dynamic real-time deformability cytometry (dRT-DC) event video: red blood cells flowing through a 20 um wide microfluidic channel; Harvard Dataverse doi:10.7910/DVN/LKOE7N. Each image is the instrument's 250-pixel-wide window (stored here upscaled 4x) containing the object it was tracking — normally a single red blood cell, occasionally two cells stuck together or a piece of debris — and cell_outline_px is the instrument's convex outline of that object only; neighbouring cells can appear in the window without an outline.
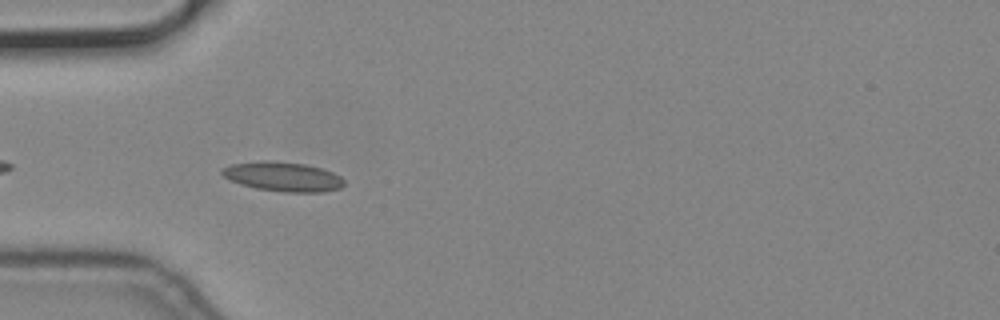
{"species": "common noctule bat (a hibernating species)", "species_latin": "Nyctalus noctula", "temperature_condition": "cold", "stored_images_in_passage": 6, "camera_frame_rate_fps": 3000, "um_per_image_px": 0.085, "animal": {"sex": "male", "body_mass_g": 19.2, "forearm_length_mm": 51.8}, "frame": {"image": 1, "passage_image": 5, "time_ms": 1.333, "image_size_px": [1000, 320], "cell_outline_px": [[344, 184], [340, 188], [324, 192], [284, 192], [256, 188], [240, 184], [228, 180], [220, 172], [220, 168], [232, 164], [264, 160], [276, 160], [304, 164], [320, 168], [332, 172], [340, 176], [344, 180]], "centroid_in_image_um": [24.02, 15.01], "position_along_channel_um": 61.0, "area_um2": 21.1}}
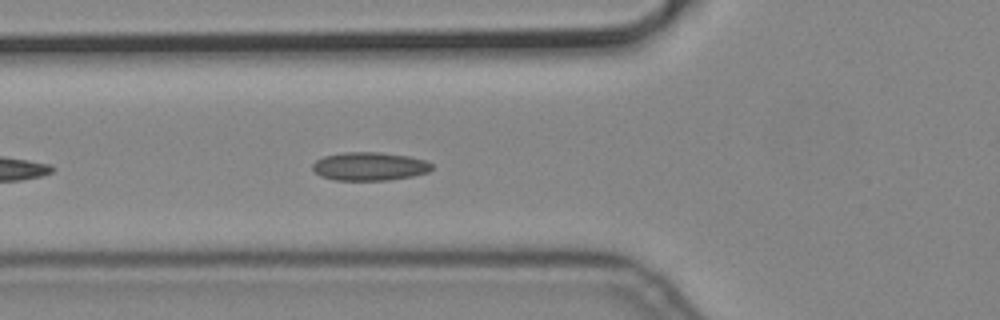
{"frame": {"image": 2, "passage_image": 6, "time_ms": 1.667, "image_size_px": [1000, 320], "cell_outline_px": [[432, 168], [428, 172], [412, 176], [388, 180], [336, 180], [320, 176], [312, 168], [312, 164], [316, 160], [324, 156], [344, 152], [380, 152], [408, 156], [424, 160], [432, 164]], "centroid_in_image_um": [31.39, 14.14], "position_along_channel_um": 94.4, "area_um2": 19.65}}